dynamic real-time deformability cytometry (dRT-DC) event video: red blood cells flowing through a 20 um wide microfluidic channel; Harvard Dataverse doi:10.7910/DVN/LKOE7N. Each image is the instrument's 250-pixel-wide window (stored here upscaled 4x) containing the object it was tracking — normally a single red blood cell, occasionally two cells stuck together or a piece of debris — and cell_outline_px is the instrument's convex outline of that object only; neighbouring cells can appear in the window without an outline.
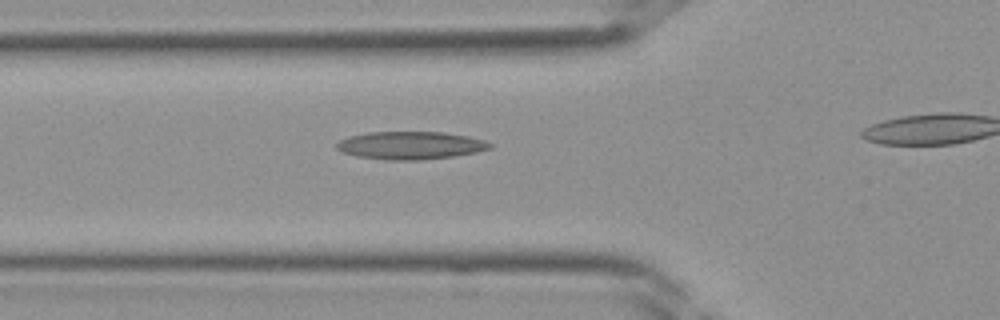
{"species": "Egyptian fruit bat (a non-hibernating species)", "species_latin": "Rousettus aegyptiacus", "temperature_condition": "room temperature", "stored_images_in_passage": 8, "camera_frame_rate_fps": 3000, "um_per_image_px": 0.085, "frame": {"image": 1, "passage_image": 2, "time_ms": 0.333, "image_size_px": [1000, 320], "cell_outline_px": [[492, 148], [476, 152], [452, 156], [420, 160], [384, 160], [356, 156], [344, 152], [336, 148], [336, 144], [340, 140], [348, 136], [368, 132], [444, 132], [468, 136], [484, 140], [492, 144]], "centroid_in_image_um": [34.88, 12.35], "position_along_channel_um": 90.9, "area_um2": 24.85}}
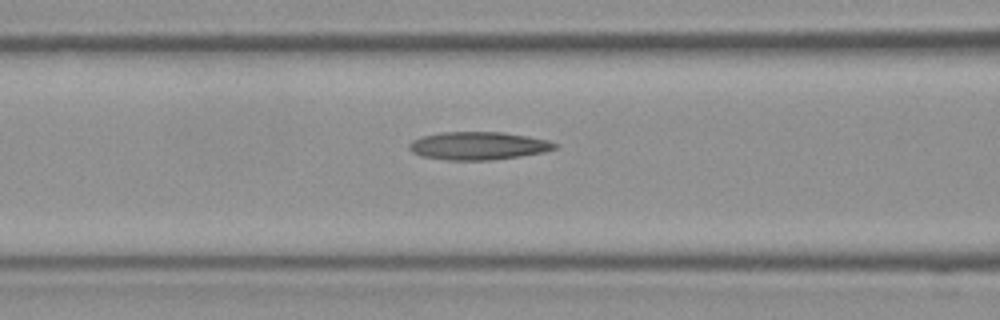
{"frame": {"image": 2, "passage_image": 4, "time_ms": 1.0, "image_size_px": [1000, 320], "cell_outline_px": [[560, 148], [544, 152], [520, 156], [492, 160], [448, 160], [420, 156], [412, 152], [408, 148], [408, 144], [412, 140], [420, 136], [440, 132], [504, 132], [528, 136], [548, 140], [560, 144]], "centroid_in_image_um": [40.67, 12.39], "position_along_channel_um": 125.9, "area_um2": 24.1}}
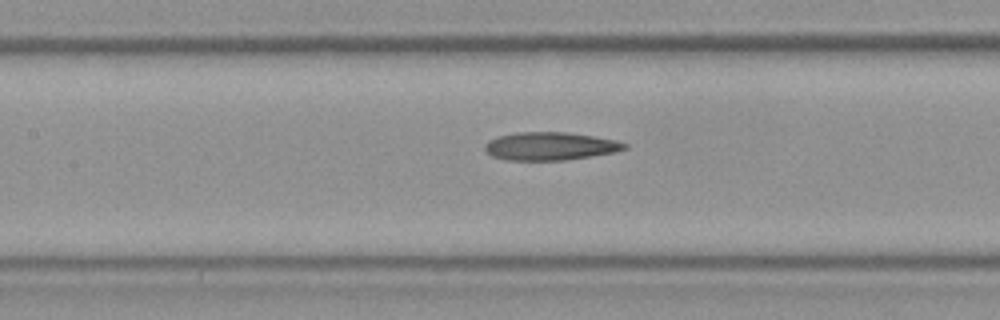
{"frame": {"image": 3, "passage_image": 6, "time_ms": 1.667, "image_size_px": [1000, 320], "cell_outline_px": [[628, 148], [616, 152], [568, 160], [504, 160], [492, 156], [484, 148], [484, 144], [488, 140], [500, 136], [516, 132], [568, 132], [616, 140], [628, 144]], "centroid_in_image_um": [46.78, 12.43], "position_along_channel_um": 160.6, "area_um2": 22.95}}